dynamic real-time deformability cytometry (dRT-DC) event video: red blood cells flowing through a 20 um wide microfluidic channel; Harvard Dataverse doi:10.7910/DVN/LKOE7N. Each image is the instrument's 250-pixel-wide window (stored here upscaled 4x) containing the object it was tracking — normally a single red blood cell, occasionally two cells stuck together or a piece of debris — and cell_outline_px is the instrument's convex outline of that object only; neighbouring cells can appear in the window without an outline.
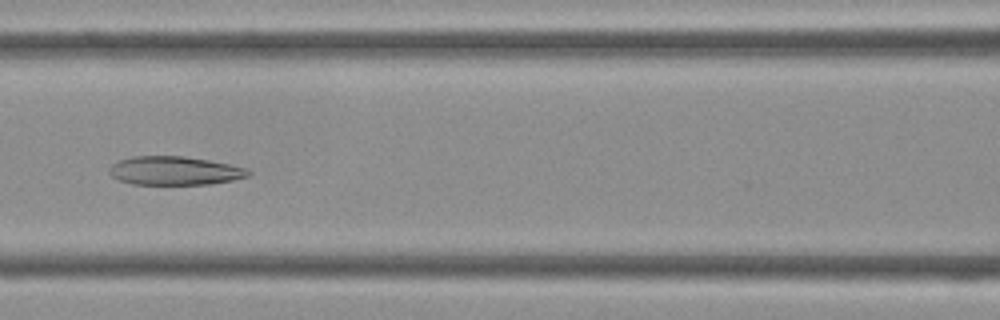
{"species": "Egyptian fruit bat (a non-hibernating species)", "species_latin": "Rousettus aegyptiacus", "temperature_condition": "cold", "stored_images_in_passage": 43, "camera_frame_rate_fps": 3000, "um_per_image_px": 0.085, "frame": {"image": 1, "passage_image": 19, "time_ms": 6.0, "image_size_px": [1000, 320], "cell_outline_px": [[252, 172], [248, 176], [232, 180], [208, 184], [132, 184], [120, 180], [112, 176], [108, 172], [108, 168], [112, 164], [120, 160], [132, 156], [184, 156], [208, 160], [248, 168]], "centroid_in_image_um": [14.83, 14.51], "position_along_channel_um": 151.8, "area_um2": 23.12}}
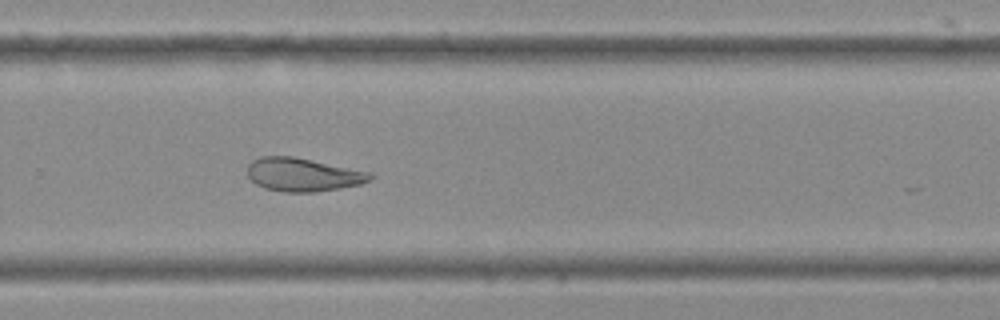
{"frame": {"image": 2, "passage_image": 29, "time_ms": 9.333, "image_size_px": [1000, 320], "cell_outline_px": [[372, 180], [360, 184], [340, 188], [316, 192], [284, 192], [264, 188], [256, 184], [248, 176], [248, 164], [252, 160], [260, 156], [292, 156], [372, 172]], "centroid_in_image_um": [25.75, 14.84], "position_along_channel_um": 304.1, "area_um2": 23.93}}
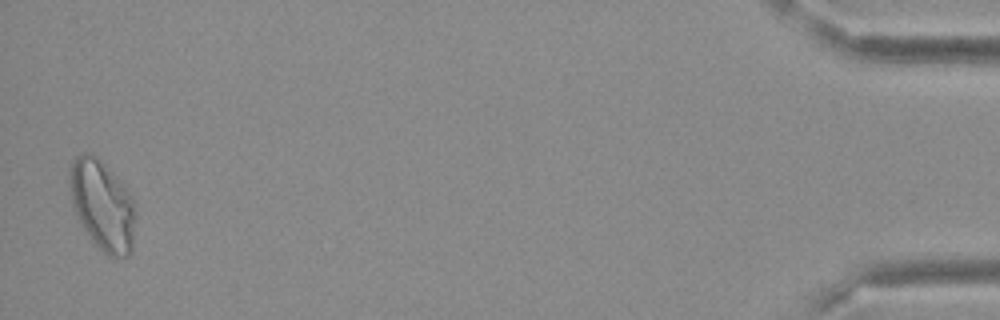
{"frame": {"image": 3, "passage_image": 43, "time_ms": 14.0, "image_size_px": [1000, 320], "cell_outline_px": [[136, 212], [132, 252], [128, 256], [108, 256], [92, 240], [84, 228], [72, 204], [68, 176], [72, 164], [76, 156], [84, 152], [88, 152], [100, 160], [104, 164], [132, 196], [136, 208]], "centroid_in_image_um": [8.72, 17.46], "position_along_channel_um": 426.5, "area_um2": 34.16}}